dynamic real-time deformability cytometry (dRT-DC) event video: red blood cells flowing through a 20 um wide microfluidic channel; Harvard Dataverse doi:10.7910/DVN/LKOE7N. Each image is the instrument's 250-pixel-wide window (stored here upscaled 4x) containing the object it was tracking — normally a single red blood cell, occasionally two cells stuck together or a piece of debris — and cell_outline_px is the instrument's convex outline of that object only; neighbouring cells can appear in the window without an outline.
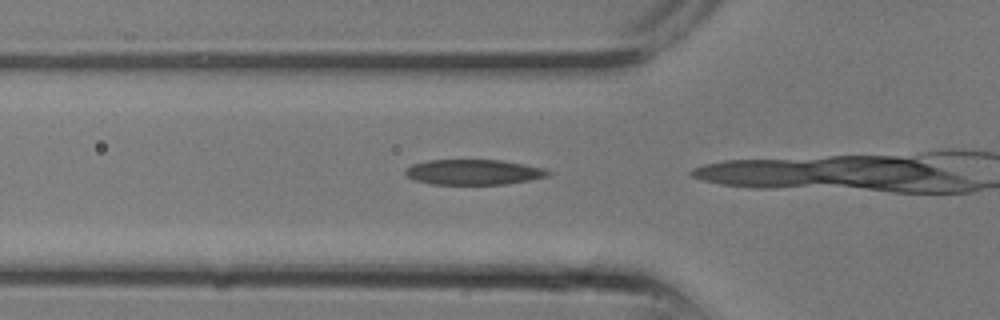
{"species": "common noctule bat (a hibernating species)", "species_latin": "Nyctalus noctula", "temperature_condition": "room temperature", "stored_images_in_passage": 10, "camera_frame_rate_fps": 3000, "um_per_image_px": 0.085, "animal": {"sex": "male", "body_mass_g": 13.3}, "frame": {"image": 1, "passage_image": 6, "time_ms": 1.667, "image_size_px": [1000, 320], "cell_outline_px": [[552, 172], [548, 176], [532, 180], [508, 184], [428, 184], [416, 180], [408, 176], [404, 172], [412, 164], [428, 160], [500, 160], [524, 164], [544, 168]], "centroid_in_image_um": [40.29, 14.63], "position_along_channel_um": 85.5, "area_um2": 21.04}}